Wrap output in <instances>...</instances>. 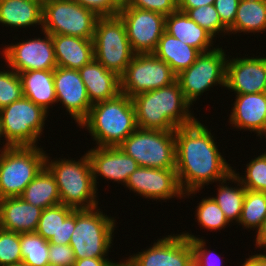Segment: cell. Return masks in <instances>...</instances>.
Masks as SVG:
<instances>
[{
    "label": "cell",
    "instance_id": "37",
    "mask_svg": "<svg viewBox=\"0 0 266 266\" xmlns=\"http://www.w3.org/2000/svg\"><path fill=\"white\" fill-rule=\"evenodd\" d=\"M23 97L22 82L13 69L0 70V109Z\"/></svg>",
    "mask_w": 266,
    "mask_h": 266
},
{
    "label": "cell",
    "instance_id": "54",
    "mask_svg": "<svg viewBox=\"0 0 266 266\" xmlns=\"http://www.w3.org/2000/svg\"><path fill=\"white\" fill-rule=\"evenodd\" d=\"M263 248L266 250V244L262 247V249H263ZM264 252L266 253V251H264ZM265 255H266V254H265Z\"/></svg>",
    "mask_w": 266,
    "mask_h": 266
},
{
    "label": "cell",
    "instance_id": "45",
    "mask_svg": "<svg viewBox=\"0 0 266 266\" xmlns=\"http://www.w3.org/2000/svg\"><path fill=\"white\" fill-rule=\"evenodd\" d=\"M73 266H122V262H114L108 258H83L76 259Z\"/></svg>",
    "mask_w": 266,
    "mask_h": 266
},
{
    "label": "cell",
    "instance_id": "7",
    "mask_svg": "<svg viewBox=\"0 0 266 266\" xmlns=\"http://www.w3.org/2000/svg\"><path fill=\"white\" fill-rule=\"evenodd\" d=\"M48 115L26 97L0 109V132L6 146H37Z\"/></svg>",
    "mask_w": 266,
    "mask_h": 266
},
{
    "label": "cell",
    "instance_id": "39",
    "mask_svg": "<svg viewBox=\"0 0 266 266\" xmlns=\"http://www.w3.org/2000/svg\"><path fill=\"white\" fill-rule=\"evenodd\" d=\"M181 234L191 242L194 266H222V260L220 259L219 254L217 255L214 251H211L210 249L208 250L205 245L206 241L203 238L196 237L188 232L186 233V231ZM213 255L217 256L214 257Z\"/></svg>",
    "mask_w": 266,
    "mask_h": 266
},
{
    "label": "cell",
    "instance_id": "44",
    "mask_svg": "<svg viewBox=\"0 0 266 266\" xmlns=\"http://www.w3.org/2000/svg\"><path fill=\"white\" fill-rule=\"evenodd\" d=\"M75 228V209L74 211L63 221L61 222L59 230V244L69 245L71 235L74 232Z\"/></svg>",
    "mask_w": 266,
    "mask_h": 266
},
{
    "label": "cell",
    "instance_id": "31",
    "mask_svg": "<svg viewBox=\"0 0 266 266\" xmlns=\"http://www.w3.org/2000/svg\"><path fill=\"white\" fill-rule=\"evenodd\" d=\"M266 218V192L246 189L242 213L238 222L243 227L258 231L262 228ZM253 228V229H252Z\"/></svg>",
    "mask_w": 266,
    "mask_h": 266
},
{
    "label": "cell",
    "instance_id": "35",
    "mask_svg": "<svg viewBox=\"0 0 266 266\" xmlns=\"http://www.w3.org/2000/svg\"><path fill=\"white\" fill-rule=\"evenodd\" d=\"M244 175L240 176L236 169L233 173L240 180L242 185L251 191L266 192V151L252 159L247 165Z\"/></svg>",
    "mask_w": 266,
    "mask_h": 266
},
{
    "label": "cell",
    "instance_id": "24",
    "mask_svg": "<svg viewBox=\"0 0 266 266\" xmlns=\"http://www.w3.org/2000/svg\"><path fill=\"white\" fill-rule=\"evenodd\" d=\"M165 31L201 53L215 49L214 37L196 24L185 12L178 9L166 16Z\"/></svg>",
    "mask_w": 266,
    "mask_h": 266
},
{
    "label": "cell",
    "instance_id": "6",
    "mask_svg": "<svg viewBox=\"0 0 266 266\" xmlns=\"http://www.w3.org/2000/svg\"><path fill=\"white\" fill-rule=\"evenodd\" d=\"M46 153L39 146L6 147L0 154V199L19 197L46 166Z\"/></svg>",
    "mask_w": 266,
    "mask_h": 266
},
{
    "label": "cell",
    "instance_id": "16",
    "mask_svg": "<svg viewBox=\"0 0 266 266\" xmlns=\"http://www.w3.org/2000/svg\"><path fill=\"white\" fill-rule=\"evenodd\" d=\"M125 186L144 198L171 200L183 198L176 169L138 167L128 178Z\"/></svg>",
    "mask_w": 266,
    "mask_h": 266
},
{
    "label": "cell",
    "instance_id": "10",
    "mask_svg": "<svg viewBox=\"0 0 266 266\" xmlns=\"http://www.w3.org/2000/svg\"><path fill=\"white\" fill-rule=\"evenodd\" d=\"M99 16L73 0H48L43 4L42 31L93 39Z\"/></svg>",
    "mask_w": 266,
    "mask_h": 266
},
{
    "label": "cell",
    "instance_id": "40",
    "mask_svg": "<svg viewBox=\"0 0 266 266\" xmlns=\"http://www.w3.org/2000/svg\"><path fill=\"white\" fill-rule=\"evenodd\" d=\"M122 7H136L168 16L178 9V0H128Z\"/></svg>",
    "mask_w": 266,
    "mask_h": 266
},
{
    "label": "cell",
    "instance_id": "9",
    "mask_svg": "<svg viewBox=\"0 0 266 266\" xmlns=\"http://www.w3.org/2000/svg\"><path fill=\"white\" fill-rule=\"evenodd\" d=\"M93 42L94 59L121 77L135 55L122 19L118 15L99 17Z\"/></svg>",
    "mask_w": 266,
    "mask_h": 266
},
{
    "label": "cell",
    "instance_id": "47",
    "mask_svg": "<svg viewBox=\"0 0 266 266\" xmlns=\"http://www.w3.org/2000/svg\"><path fill=\"white\" fill-rule=\"evenodd\" d=\"M241 266H266V255L265 253L250 255Z\"/></svg>",
    "mask_w": 266,
    "mask_h": 266
},
{
    "label": "cell",
    "instance_id": "19",
    "mask_svg": "<svg viewBox=\"0 0 266 266\" xmlns=\"http://www.w3.org/2000/svg\"><path fill=\"white\" fill-rule=\"evenodd\" d=\"M90 159L92 174L96 188L98 176L117 183L124 187L129 176L139 167L138 163L125 154L119 147H98L87 151Z\"/></svg>",
    "mask_w": 266,
    "mask_h": 266
},
{
    "label": "cell",
    "instance_id": "28",
    "mask_svg": "<svg viewBox=\"0 0 266 266\" xmlns=\"http://www.w3.org/2000/svg\"><path fill=\"white\" fill-rule=\"evenodd\" d=\"M19 197L41 209H46L61 203L55 177L46 166L25 187V190Z\"/></svg>",
    "mask_w": 266,
    "mask_h": 266
},
{
    "label": "cell",
    "instance_id": "41",
    "mask_svg": "<svg viewBox=\"0 0 266 266\" xmlns=\"http://www.w3.org/2000/svg\"><path fill=\"white\" fill-rule=\"evenodd\" d=\"M77 4L93 10L99 17L118 15L123 4L119 0H73Z\"/></svg>",
    "mask_w": 266,
    "mask_h": 266
},
{
    "label": "cell",
    "instance_id": "30",
    "mask_svg": "<svg viewBox=\"0 0 266 266\" xmlns=\"http://www.w3.org/2000/svg\"><path fill=\"white\" fill-rule=\"evenodd\" d=\"M227 181H230V183L232 181L239 187H231V185L229 187V182ZM217 186L219 187H217V196L212 198L218 204L219 208L223 211L228 222L233 223L235 221V223L238 224L242 213L246 188L242 185V183L234 173H232L228 178L219 181V185Z\"/></svg>",
    "mask_w": 266,
    "mask_h": 266
},
{
    "label": "cell",
    "instance_id": "2",
    "mask_svg": "<svg viewBox=\"0 0 266 266\" xmlns=\"http://www.w3.org/2000/svg\"><path fill=\"white\" fill-rule=\"evenodd\" d=\"M132 101L136 124L141 129L176 130L197 120L177 80L168 86L136 94Z\"/></svg>",
    "mask_w": 266,
    "mask_h": 266
},
{
    "label": "cell",
    "instance_id": "8",
    "mask_svg": "<svg viewBox=\"0 0 266 266\" xmlns=\"http://www.w3.org/2000/svg\"><path fill=\"white\" fill-rule=\"evenodd\" d=\"M140 167L175 169V130L137 128L119 146Z\"/></svg>",
    "mask_w": 266,
    "mask_h": 266
},
{
    "label": "cell",
    "instance_id": "29",
    "mask_svg": "<svg viewBox=\"0 0 266 266\" xmlns=\"http://www.w3.org/2000/svg\"><path fill=\"white\" fill-rule=\"evenodd\" d=\"M266 31V0H240L234 24L228 29L231 35L263 33Z\"/></svg>",
    "mask_w": 266,
    "mask_h": 266
},
{
    "label": "cell",
    "instance_id": "36",
    "mask_svg": "<svg viewBox=\"0 0 266 266\" xmlns=\"http://www.w3.org/2000/svg\"><path fill=\"white\" fill-rule=\"evenodd\" d=\"M185 13L213 37H217L216 35H219V32L220 34L222 33L221 35H223V33L224 36L226 33L228 35V29L221 23L219 14L213 4L188 9Z\"/></svg>",
    "mask_w": 266,
    "mask_h": 266
},
{
    "label": "cell",
    "instance_id": "3",
    "mask_svg": "<svg viewBox=\"0 0 266 266\" xmlns=\"http://www.w3.org/2000/svg\"><path fill=\"white\" fill-rule=\"evenodd\" d=\"M78 126L89 131L96 146L118 147L138 128L132 98L119 93L115 98L92 104Z\"/></svg>",
    "mask_w": 266,
    "mask_h": 266
},
{
    "label": "cell",
    "instance_id": "50",
    "mask_svg": "<svg viewBox=\"0 0 266 266\" xmlns=\"http://www.w3.org/2000/svg\"><path fill=\"white\" fill-rule=\"evenodd\" d=\"M0 138H2V136H1V132H0ZM0 140H1V139H0ZM6 147H7L6 144L3 143V147H2L1 150H0V154L5 150Z\"/></svg>",
    "mask_w": 266,
    "mask_h": 266
},
{
    "label": "cell",
    "instance_id": "46",
    "mask_svg": "<svg viewBox=\"0 0 266 266\" xmlns=\"http://www.w3.org/2000/svg\"><path fill=\"white\" fill-rule=\"evenodd\" d=\"M215 0H178V10L186 12L188 9L214 4Z\"/></svg>",
    "mask_w": 266,
    "mask_h": 266
},
{
    "label": "cell",
    "instance_id": "15",
    "mask_svg": "<svg viewBox=\"0 0 266 266\" xmlns=\"http://www.w3.org/2000/svg\"><path fill=\"white\" fill-rule=\"evenodd\" d=\"M156 241L122 263L125 266H194L191 242L182 234H171Z\"/></svg>",
    "mask_w": 266,
    "mask_h": 266
},
{
    "label": "cell",
    "instance_id": "17",
    "mask_svg": "<svg viewBox=\"0 0 266 266\" xmlns=\"http://www.w3.org/2000/svg\"><path fill=\"white\" fill-rule=\"evenodd\" d=\"M226 61L225 88L236 94L266 92V57H236Z\"/></svg>",
    "mask_w": 266,
    "mask_h": 266
},
{
    "label": "cell",
    "instance_id": "34",
    "mask_svg": "<svg viewBox=\"0 0 266 266\" xmlns=\"http://www.w3.org/2000/svg\"><path fill=\"white\" fill-rule=\"evenodd\" d=\"M198 204L195 216L198 225H201L200 228L217 231L230 225L223 211L212 197L203 198Z\"/></svg>",
    "mask_w": 266,
    "mask_h": 266
},
{
    "label": "cell",
    "instance_id": "18",
    "mask_svg": "<svg viewBox=\"0 0 266 266\" xmlns=\"http://www.w3.org/2000/svg\"><path fill=\"white\" fill-rule=\"evenodd\" d=\"M54 86L57 103L64 105L67 113L69 112L79 125L87 117L92 106L79 70L56 67Z\"/></svg>",
    "mask_w": 266,
    "mask_h": 266
},
{
    "label": "cell",
    "instance_id": "43",
    "mask_svg": "<svg viewBox=\"0 0 266 266\" xmlns=\"http://www.w3.org/2000/svg\"><path fill=\"white\" fill-rule=\"evenodd\" d=\"M240 0H215L214 7L221 19V23L229 29L234 24L236 11Z\"/></svg>",
    "mask_w": 266,
    "mask_h": 266
},
{
    "label": "cell",
    "instance_id": "49",
    "mask_svg": "<svg viewBox=\"0 0 266 266\" xmlns=\"http://www.w3.org/2000/svg\"><path fill=\"white\" fill-rule=\"evenodd\" d=\"M7 266H28L27 264L21 262V263H18V264H12V265H7Z\"/></svg>",
    "mask_w": 266,
    "mask_h": 266
},
{
    "label": "cell",
    "instance_id": "14",
    "mask_svg": "<svg viewBox=\"0 0 266 266\" xmlns=\"http://www.w3.org/2000/svg\"><path fill=\"white\" fill-rule=\"evenodd\" d=\"M43 38H32L10 44L3 48L2 55L8 67L18 74L31 70H54L57 61L52 35L42 31Z\"/></svg>",
    "mask_w": 266,
    "mask_h": 266
},
{
    "label": "cell",
    "instance_id": "23",
    "mask_svg": "<svg viewBox=\"0 0 266 266\" xmlns=\"http://www.w3.org/2000/svg\"><path fill=\"white\" fill-rule=\"evenodd\" d=\"M57 67L79 70L94 59L93 39L52 35Z\"/></svg>",
    "mask_w": 266,
    "mask_h": 266
},
{
    "label": "cell",
    "instance_id": "48",
    "mask_svg": "<svg viewBox=\"0 0 266 266\" xmlns=\"http://www.w3.org/2000/svg\"><path fill=\"white\" fill-rule=\"evenodd\" d=\"M255 248H261L266 244V218L262 228L256 233ZM257 246V247H256Z\"/></svg>",
    "mask_w": 266,
    "mask_h": 266
},
{
    "label": "cell",
    "instance_id": "4",
    "mask_svg": "<svg viewBox=\"0 0 266 266\" xmlns=\"http://www.w3.org/2000/svg\"><path fill=\"white\" fill-rule=\"evenodd\" d=\"M47 154L46 167L54 175L61 204L74 209H90L98 206V189L95 186L88 154L78 161L66 158L50 160Z\"/></svg>",
    "mask_w": 266,
    "mask_h": 266
},
{
    "label": "cell",
    "instance_id": "12",
    "mask_svg": "<svg viewBox=\"0 0 266 266\" xmlns=\"http://www.w3.org/2000/svg\"><path fill=\"white\" fill-rule=\"evenodd\" d=\"M176 77L169 64L153 53L135 54L120 77V93L132 98L168 86L176 81Z\"/></svg>",
    "mask_w": 266,
    "mask_h": 266
},
{
    "label": "cell",
    "instance_id": "13",
    "mask_svg": "<svg viewBox=\"0 0 266 266\" xmlns=\"http://www.w3.org/2000/svg\"><path fill=\"white\" fill-rule=\"evenodd\" d=\"M122 19L132 51L135 54L153 53L165 32L166 16L136 7H122Z\"/></svg>",
    "mask_w": 266,
    "mask_h": 266
},
{
    "label": "cell",
    "instance_id": "42",
    "mask_svg": "<svg viewBox=\"0 0 266 266\" xmlns=\"http://www.w3.org/2000/svg\"><path fill=\"white\" fill-rule=\"evenodd\" d=\"M75 255L70 245L50 244L49 245V261L52 264L62 266H73L75 263Z\"/></svg>",
    "mask_w": 266,
    "mask_h": 266
},
{
    "label": "cell",
    "instance_id": "52",
    "mask_svg": "<svg viewBox=\"0 0 266 266\" xmlns=\"http://www.w3.org/2000/svg\"><path fill=\"white\" fill-rule=\"evenodd\" d=\"M122 4H125L128 0H119Z\"/></svg>",
    "mask_w": 266,
    "mask_h": 266
},
{
    "label": "cell",
    "instance_id": "1",
    "mask_svg": "<svg viewBox=\"0 0 266 266\" xmlns=\"http://www.w3.org/2000/svg\"><path fill=\"white\" fill-rule=\"evenodd\" d=\"M206 127L197 119L175 130V169L184 198L196 195L205 185L218 183L233 173L219 152L214 135Z\"/></svg>",
    "mask_w": 266,
    "mask_h": 266
},
{
    "label": "cell",
    "instance_id": "20",
    "mask_svg": "<svg viewBox=\"0 0 266 266\" xmlns=\"http://www.w3.org/2000/svg\"><path fill=\"white\" fill-rule=\"evenodd\" d=\"M233 105L229 116L233 128L255 132L260 138L266 136V92L236 94Z\"/></svg>",
    "mask_w": 266,
    "mask_h": 266
},
{
    "label": "cell",
    "instance_id": "5",
    "mask_svg": "<svg viewBox=\"0 0 266 266\" xmlns=\"http://www.w3.org/2000/svg\"><path fill=\"white\" fill-rule=\"evenodd\" d=\"M98 208L75 209V228L69 245L76 259L108 256L117 223Z\"/></svg>",
    "mask_w": 266,
    "mask_h": 266
},
{
    "label": "cell",
    "instance_id": "51",
    "mask_svg": "<svg viewBox=\"0 0 266 266\" xmlns=\"http://www.w3.org/2000/svg\"><path fill=\"white\" fill-rule=\"evenodd\" d=\"M45 266H62V265H57V264H52V263H48Z\"/></svg>",
    "mask_w": 266,
    "mask_h": 266
},
{
    "label": "cell",
    "instance_id": "32",
    "mask_svg": "<svg viewBox=\"0 0 266 266\" xmlns=\"http://www.w3.org/2000/svg\"><path fill=\"white\" fill-rule=\"evenodd\" d=\"M73 211L74 208L61 203L43 209L35 232L47 240L49 244H59L61 222Z\"/></svg>",
    "mask_w": 266,
    "mask_h": 266
},
{
    "label": "cell",
    "instance_id": "27",
    "mask_svg": "<svg viewBox=\"0 0 266 266\" xmlns=\"http://www.w3.org/2000/svg\"><path fill=\"white\" fill-rule=\"evenodd\" d=\"M153 54L169 64L172 71L178 75L181 71L189 68L201 52L165 31Z\"/></svg>",
    "mask_w": 266,
    "mask_h": 266
},
{
    "label": "cell",
    "instance_id": "22",
    "mask_svg": "<svg viewBox=\"0 0 266 266\" xmlns=\"http://www.w3.org/2000/svg\"><path fill=\"white\" fill-rule=\"evenodd\" d=\"M91 104L110 100L120 93V77L93 59L79 69Z\"/></svg>",
    "mask_w": 266,
    "mask_h": 266
},
{
    "label": "cell",
    "instance_id": "33",
    "mask_svg": "<svg viewBox=\"0 0 266 266\" xmlns=\"http://www.w3.org/2000/svg\"><path fill=\"white\" fill-rule=\"evenodd\" d=\"M49 242L36 232L20 233L22 262L28 266H45L49 261Z\"/></svg>",
    "mask_w": 266,
    "mask_h": 266
},
{
    "label": "cell",
    "instance_id": "26",
    "mask_svg": "<svg viewBox=\"0 0 266 266\" xmlns=\"http://www.w3.org/2000/svg\"><path fill=\"white\" fill-rule=\"evenodd\" d=\"M23 97L41 106L49 113V106L57 103L54 70H31L19 73Z\"/></svg>",
    "mask_w": 266,
    "mask_h": 266
},
{
    "label": "cell",
    "instance_id": "53",
    "mask_svg": "<svg viewBox=\"0 0 266 266\" xmlns=\"http://www.w3.org/2000/svg\"><path fill=\"white\" fill-rule=\"evenodd\" d=\"M37 1H39L41 4L45 3V0H37Z\"/></svg>",
    "mask_w": 266,
    "mask_h": 266
},
{
    "label": "cell",
    "instance_id": "38",
    "mask_svg": "<svg viewBox=\"0 0 266 266\" xmlns=\"http://www.w3.org/2000/svg\"><path fill=\"white\" fill-rule=\"evenodd\" d=\"M21 262L20 233L0 228V266Z\"/></svg>",
    "mask_w": 266,
    "mask_h": 266
},
{
    "label": "cell",
    "instance_id": "25",
    "mask_svg": "<svg viewBox=\"0 0 266 266\" xmlns=\"http://www.w3.org/2000/svg\"><path fill=\"white\" fill-rule=\"evenodd\" d=\"M43 4L37 0H0V23L12 28L41 25Z\"/></svg>",
    "mask_w": 266,
    "mask_h": 266
},
{
    "label": "cell",
    "instance_id": "21",
    "mask_svg": "<svg viewBox=\"0 0 266 266\" xmlns=\"http://www.w3.org/2000/svg\"><path fill=\"white\" fill-rule=\"evenodd\" d=\"M42 210L20 197L2 198L0 199V228L16 233L35 232Z\"/></svg>",
    "mask_w": 266,
    "mask_h": 266
},
{
    "label": "cell",
    "instance_id": "11",
    "mask_svg": "<svg viewBox=\"0 0 266 266\" xmlns=\"http://www.w3.org/2000/svg\"><path fill=\"white\" fill-rule=\"evenodd\" d=\"M226 61L224 49L215 47L209 52L201 53L189 68L177 75L176 80L191 105L211 87L218 84L225 87Z\"/></svg>",
    "mask_w": 266,
    "mask_h": 266
}]
</instances>
